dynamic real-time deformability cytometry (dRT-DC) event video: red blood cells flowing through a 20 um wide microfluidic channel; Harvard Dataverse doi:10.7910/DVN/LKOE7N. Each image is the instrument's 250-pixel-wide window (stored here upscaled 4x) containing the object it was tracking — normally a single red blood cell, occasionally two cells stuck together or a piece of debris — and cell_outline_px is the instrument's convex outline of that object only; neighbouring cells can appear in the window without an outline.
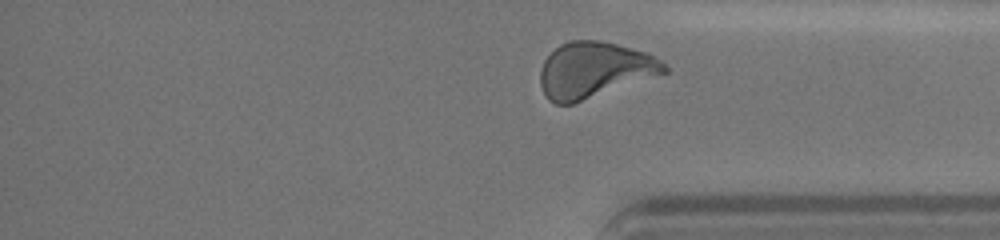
{"species": "human", "species_latin": "Homo sapiens", "temperature_condition": "cold", "stored_images_in_passage": 43, "segment_of_instrument_passage": [2, 2], "camera_frame_rate_fps": 3000, "um_per_image_px": 0.085, "donor": {"sex": "female"}, "frame": {"image": 1, "passage_image": 43, "time_ms": 19.333, "image_size_px": [1000, 240], "cell_outline_px": [[668, 72], [572, 104], [556, 104], [548, 100], [540, 84], [540, 72], [544, 60], [560, 44], [568, 40], [600, 40], [648, 52], [656, 56], [668, 68]], "centroid_in_image_um": [50.52, 5.94], "position_along_channel_um": 384.7, "area_um2": 40.23}}